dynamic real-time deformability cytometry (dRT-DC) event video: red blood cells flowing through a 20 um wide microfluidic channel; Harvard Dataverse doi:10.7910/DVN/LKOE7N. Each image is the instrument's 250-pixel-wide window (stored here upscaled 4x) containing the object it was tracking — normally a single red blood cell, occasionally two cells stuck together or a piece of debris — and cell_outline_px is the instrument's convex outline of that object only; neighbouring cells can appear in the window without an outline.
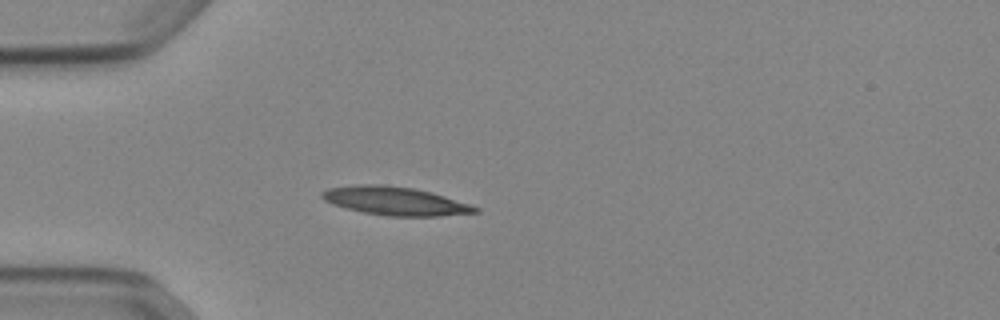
{"species": "Egyptian fruit bat (a non-hibernating species)", "species_latin": "Rousettus aegyptiacus", "temperature_condition": "cold", "stored_images_in_passage": 38, "camera_frame_rate_fps": 3000, "um_per_image_px": 0.085, "animal": {"sex": "female"}, "frame": {"image": 1, "passage_image": 1, "time_ms": 0.0, "image_size_px": [1000, 320], "cell_outline_px": [[480, 212], [440, 216], [388, 216], [364, 212], [344, 208], [332, 204], [324, 200], [320, 196], [320, 192], [328, 188], [356, 184], [380, 184], [412, 188], [432, 192], [472, 204], [480, 208]], "centroid_in_image_um": [33.59, 17.08], "position_along_channel_um": 51.4, "area_um2": 25.61}}
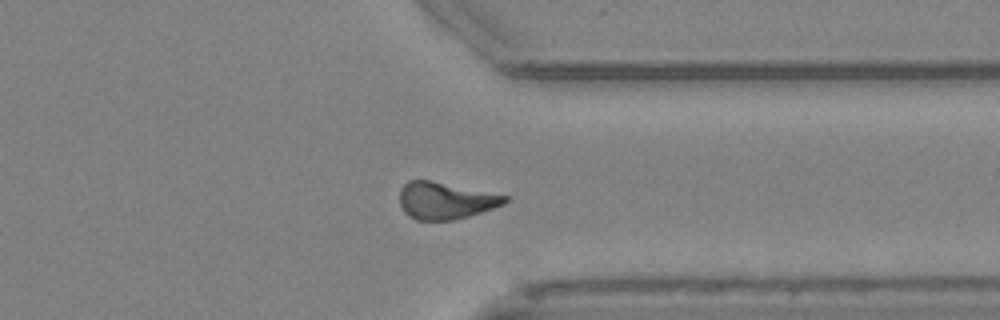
{"frame": {"image": 2, "passage_image": 27, "time_ms": 8.667, "image_size_px": [1000, 320], "cell_outline_px": [[512, 196], [504, 204], [468, 216], [452, 220], [416, 220], [408, 216], [404, 212], [400, 204], [400, 188], [408, 180], [432, 180]], "centroid_in_image_um": [37.87, 17.03], "position_along_channel_um": 373.5, "area_um2": 22.89}}
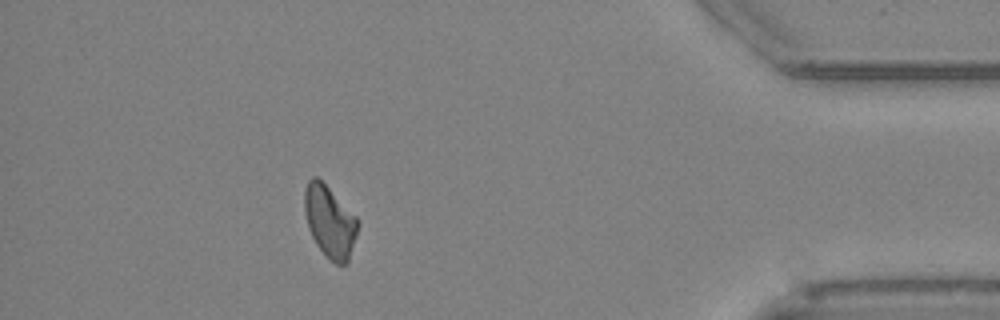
{"frame": {"image": 3, "passage_image": 33, "time_ms": 10.667, "image_size_px": [1000, 320], "cell_outline_px": [[356, 236], [348, 264], [336, 264], [316, 244], [308, 228], [304, 212], [304, 188], [308, 180], [312, 176], [316, 176], [356, 216]], "centroid_in_image_um": [27.99, 18.82], "position_along_channel_um": 407.2, "area_um2": 21.85}}